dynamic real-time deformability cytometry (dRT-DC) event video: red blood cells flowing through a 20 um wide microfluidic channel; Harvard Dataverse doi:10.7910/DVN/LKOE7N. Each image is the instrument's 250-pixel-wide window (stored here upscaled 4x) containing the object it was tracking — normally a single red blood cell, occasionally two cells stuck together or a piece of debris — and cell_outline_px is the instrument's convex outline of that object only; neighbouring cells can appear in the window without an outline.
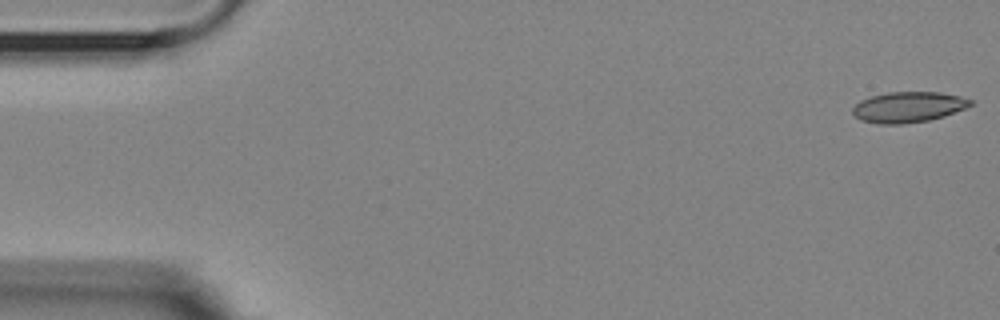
{"species": "Egyptian fruit bat (a non-hibernating species)", "species_latin": "Rousettus aegyptiacus", "temperature_condition": "room temperature", "stored_images_in_passage": 55, "camera_frame_rate_fps": 3000, "um_per_image_px": 0.085, "animal": {"sex": "female"}, "frame": {"image": 1, "passage_image": 1, "time_ms": 0.0, "image_size_px": [1000, 320], "cell_outline_px": [[972, 104], [964, 108], [944, 116], [928, 120], [904, 124], [876, 124], [860, 120], [852, 112], [852, 108], [860, 100], [872, 96], [888, 92], [940, 92], [960, 96], [972, 100]], "centroid_in_image_um": [77.18, 9.1], "position_along_channel_um": 7.8, "area_um2": 20.98}}
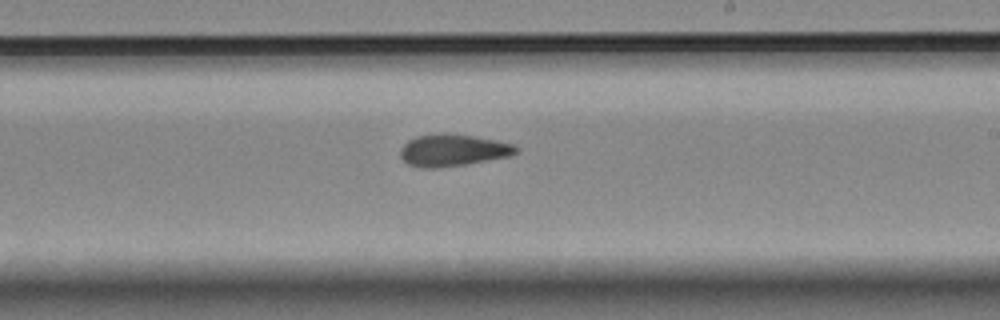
{"frame": {"image": 2, "passage_image": 32, "time_ms": 10.333, "image_size_px": [1000, 320], "cell_outline_px": [[520, 148], [512, 156], [464, 164], [436, 168], [420, 168], [408, 164], [400, 156], [400, 148], [408, 140], [416, 136], [440, 132], [444, 132], [472, 136], [496, 140], [512, 144]], "centroid_in_image_um": [38.47, 12.76], "position_along_channel_um": 250.5, "area_um2": 21.68}}
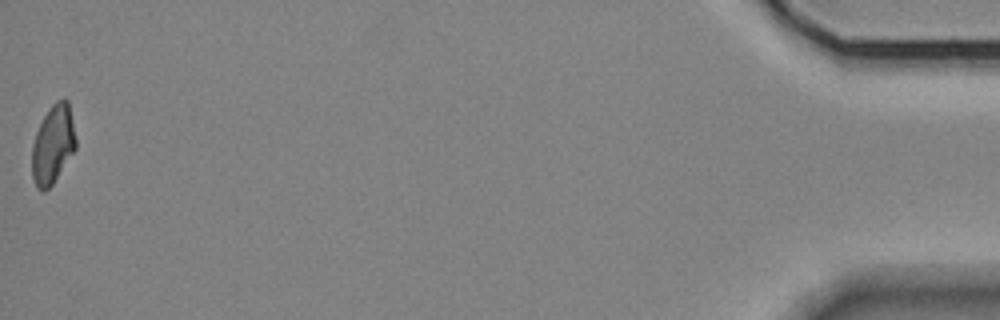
{"frame": {"image": 3, "passage_image": 55, "time_ms": 18.0, "image_size_px": [1000, 320], "cell_outline_px": [[76, 148], [52, 184], [44, 192], [40, 192], [36, 188], [32, 176], [32, 144], [36, 132], [44, 116], [52, 104], [56, 100], [64, 96], [68, 100], [76, 136]], "centroid_in_image_um": [4.5, 12.26], "position_along_channel_um": 430.7, "area_um2": 20.17}, "authors_computed_cell_mechanics": {"area_um2": 21.1548, "velocity_mm_per_s": 3.61, "shape_relaxation_time_tau1_ms": 7.5316, "shape_relaxation_time_tau2_ms": 3.2893, "deformation_change_tau1": 0.1759, "deformation_change_tau2": 0.102}}